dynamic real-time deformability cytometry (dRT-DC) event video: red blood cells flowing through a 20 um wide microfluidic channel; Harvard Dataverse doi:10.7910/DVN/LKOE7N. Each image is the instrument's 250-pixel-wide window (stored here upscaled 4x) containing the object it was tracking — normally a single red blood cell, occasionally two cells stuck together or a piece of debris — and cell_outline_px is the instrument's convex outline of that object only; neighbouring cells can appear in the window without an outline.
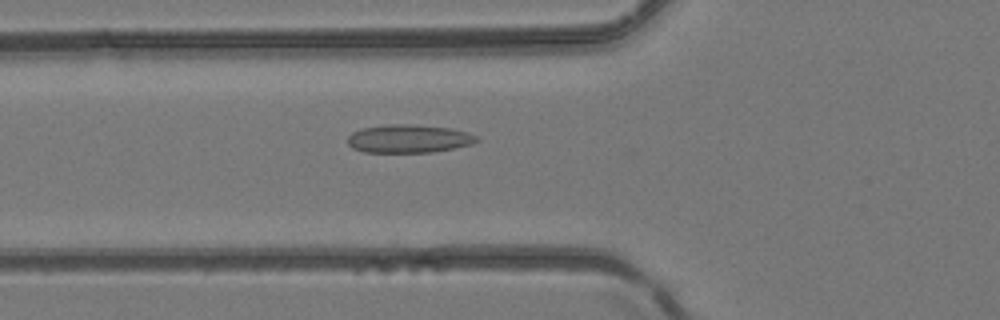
{"species": "common noctule bat (a hibernating species)", "species_latin": "Nyctalus noctula", "temperature_condition": "room temperature", "stored_images_in_passage": 42, "camera_frame_rate_fps": 3000, "um_per_image_px": 0.085, "animal": {"sex": "female", "body_mass_g": 24.6, "forearm_length_mm": 56.2}, "frame": {"image": 1, "passage_image": 16, "time_ms": 5.0, "image_size_px": [1000, 320], "cell_outline_px": [[480, 140], [472, 144], [456, 148], [428, 152], [364, 152], [352, 148], [348, 144], [348, 136], [352, 132], [364, 128], [388, 124], [412, 124], [448, 128], [468, 132], [476, 136]], "centroid_in_image_um": [34.74, 11.79], "position_along_channel_um": 91.1, "area_um2": 21.15}}
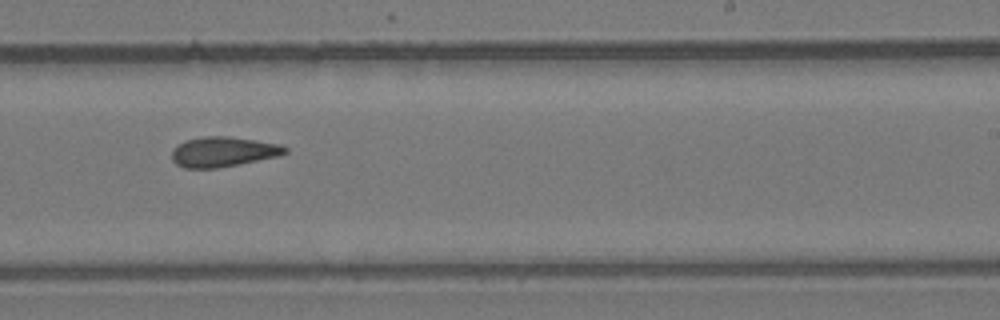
{"frame": {"image": 2, "passage_image": 27, "time_ms": 8.667, "image_size_px": [1000, 320], "cell_outline_px": [[288, 152], [280, 156], [216, 168], [184, 168], [176, 164], [172, 160], [172, 152], [184, 140], [204, 136], [228, 136], [256, 140], [280, 144], [288, 148]], "centroid_in_image_um": [18.99, 12.9], "position_along_channel_um": 270.0, "area_um2": 19.77}}
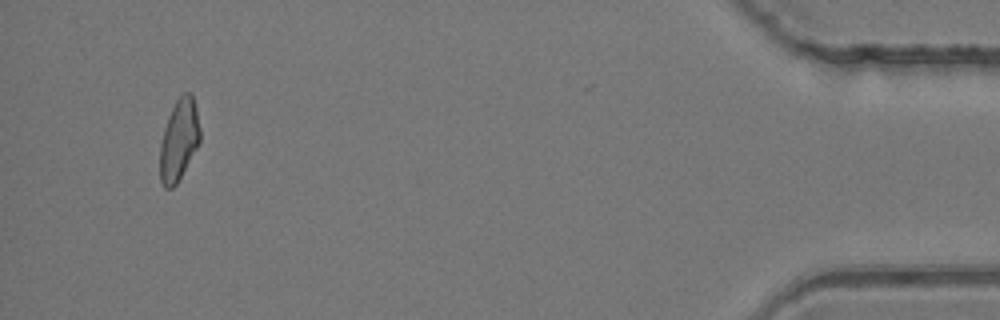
{"frame": {"image": 3, "passage_image": 41, "time_ms": 13.333, "image_size_px": [1000, 320], "cell_outline_px": [[200, 140], [196, 148], [176, 184], [172, 188], [164, 188], [160, 180], [160, 144], [164, 128], [168, 116], [176, 100], [184, 92], [192, 92], [196, 108], [200, 128]], "centroid_in_image_um": [15.2, 11.87], "position_along_channel_um": 420.0, "area_um2": 18.84}}